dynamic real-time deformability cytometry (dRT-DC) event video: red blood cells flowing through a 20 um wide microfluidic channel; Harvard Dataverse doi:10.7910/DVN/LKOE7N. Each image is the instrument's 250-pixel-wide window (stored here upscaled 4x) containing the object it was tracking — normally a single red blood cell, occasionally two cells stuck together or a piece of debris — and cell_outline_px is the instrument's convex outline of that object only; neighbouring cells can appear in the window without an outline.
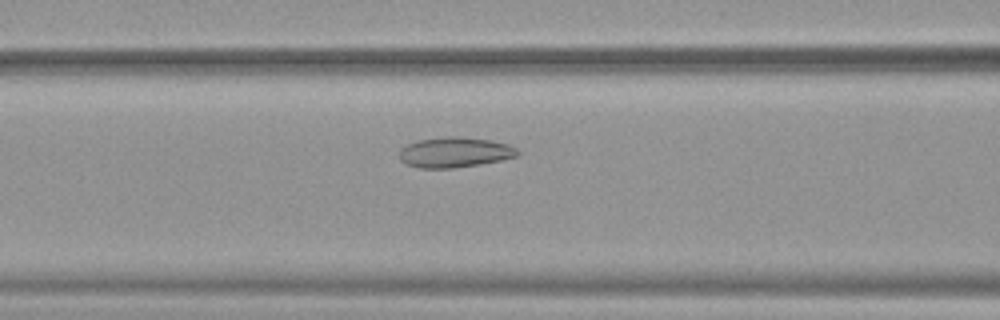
{"species": "common noctule bat (a hibernating species)", "species_latin": "Nyctalus noctula", "temperature_condition": "warm", "stored_images_in_passage": 52, "camera_frame_rate_fps": 3000, "um_per_image_px": 0.085, "animal": {"sex": "female", "body_mass_g": 19.9}, "frame": {"image": 1, "passage_image": 22, "time_ms": 7.0, "image_size_px": [1000, 320], "cell_outline_px": [[520, 152], [516, 156], [500, 160], [480, 164], [452, 168], [416, 168], [400, 160], [400, 148], [408, 144], [420, 140], [448, 136], [456, 136], [492, 140], [508, 144], [516, 148]], "centroid_in_image_um": [38.65, 12.94], "position_along_channel_um": 127.9, "area_um2": 20.75}}
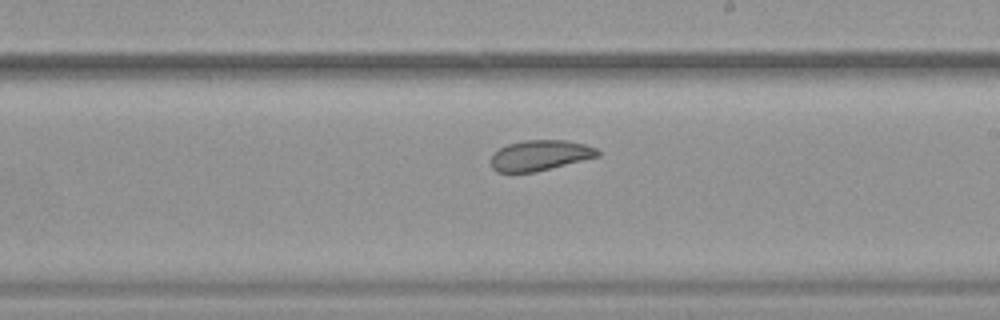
{"frame": {"image": 2, "passage_image": 31, "time_ms": 10.0, "image_size_px": [1000, 320], "cell_outline_px": [[600, 156], [536, 172], [496, 172], [492, 168], [492, 156], [500, 148], [508, 144], [524, 140], [564, 140], [584, 144], [596, 148], [600, 152]], "centroid_in_image_um": [45.92, 13.21], "position_along_channel_um": 243.1, "area_um2": 18.84}}
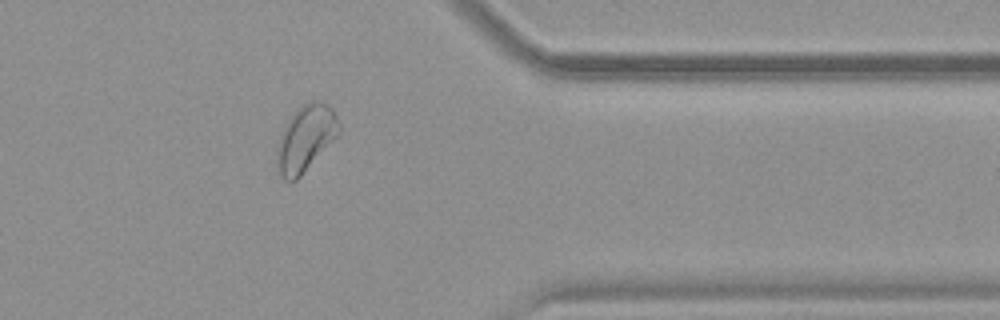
{"frame": {"image": 3, "passage_image": 43, "time_ms": 14.0, "image_size_px": [1000, 320], "cell_outline_px": [[340, 132], [300, 176], [292, 184], [288, 184], [276, 172], [276, 144], [284, 124], [304, 104], [312, 100], [320, 100], [332, 108], [340, 124]], "centroid_in_image_um": [25.92, 11.81], "position_along_channel_um": 385.5, "area_um2": 24.04}, "authors_computed_cell_mechanics": {"area_um2": 24.1604, "velocity_mm_per_s": 3.8594, "shape_relaxation_time_tau1_ms": null, "shape_relaxation_time_tau2_ms": 4.8496, "deformation_change_tau1": null, "deformation_change_tau2": 0.1246}}